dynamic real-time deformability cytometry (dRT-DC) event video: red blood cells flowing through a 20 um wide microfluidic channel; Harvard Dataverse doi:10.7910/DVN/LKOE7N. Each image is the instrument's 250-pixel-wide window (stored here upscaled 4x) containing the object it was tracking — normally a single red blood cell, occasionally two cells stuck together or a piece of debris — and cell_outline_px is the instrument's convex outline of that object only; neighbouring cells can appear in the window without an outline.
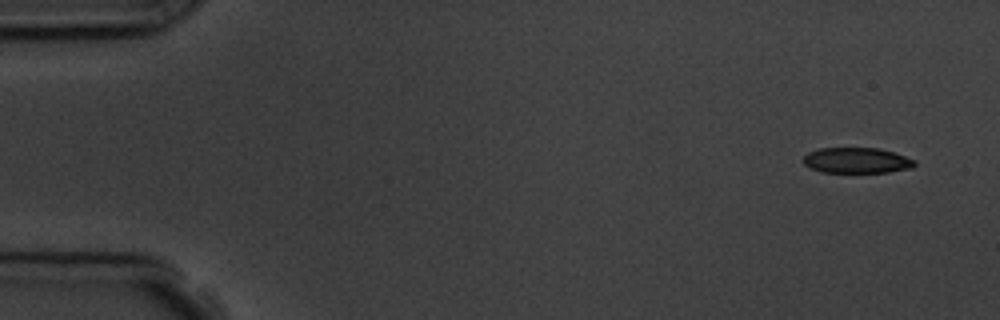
{"species": "common noctule bat (a hibernating species)", "species_latin": "Nyctalus noctula", "temperature_condition": "room temperature", "stored_images_in_passage": 5, "segment_of_instrument_passage": [1, 2], "camera_frame_rate_fps": 3000, "um_per_image_px": 0.085, "animal": {"sex": "male", "body_mass_g": 19.5, "forearm_length_mm": 54.6}, "frame": {"image": 1, "passage_image": 1, "time_ms": 0.0, "image_size_px": [1000, 320], "cell_outline_px": [[916, 164], [912, 168], [888, 172], [820, 172], [804, 164], [804, 156], [808, 152], [820, 148], [880, 148], [916, 160]], "centroid_in_image_um": [72.83, 13.63], "position_along_channel_um": 12.2, "area_um2": 16.53}}